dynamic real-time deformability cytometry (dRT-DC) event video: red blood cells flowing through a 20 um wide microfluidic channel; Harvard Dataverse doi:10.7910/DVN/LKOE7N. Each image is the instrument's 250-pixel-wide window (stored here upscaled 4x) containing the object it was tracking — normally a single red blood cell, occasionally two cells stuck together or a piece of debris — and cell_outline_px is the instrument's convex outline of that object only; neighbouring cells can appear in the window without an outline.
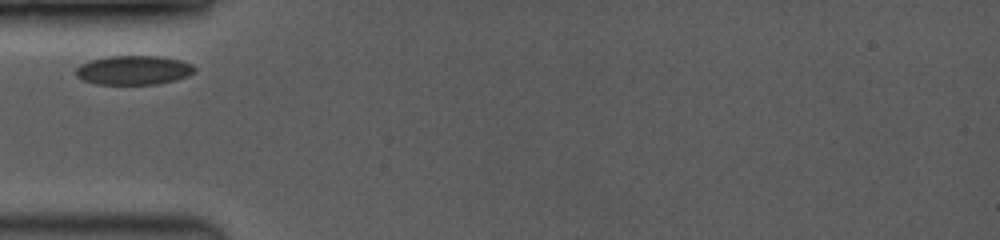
{"species": "common noctule bat (a hibernating species)", "species_latin": "Nyctalus noctula", "temperature_condition": "room temperature", "stored_images_in_passage": 4, "camera_frame_rate_fps": 3500, "um_per_image_px": 0.085, "animal": {"sex": "female", "body_mass_g": 19.0, "forearm_length_mm": 53.3}, "frame": {"image": 1, "passage_image": 1, "time_ms": 0.0, "image_size_px": [1000, 240], "cell_outline_px": [[196, 72], [188, 76], [176, 80], [156, 84], [96, 84], [84, 80], [76, 76], [76, 68], [80, 64], [88, 60], [108, 56], [160, 56], [180, 60], [192, 64], [196, 68]], "centroid_in_image_um": [11.37, 5.96], "position_along_channel_um": 73.6, "area_um2": 20.35}}
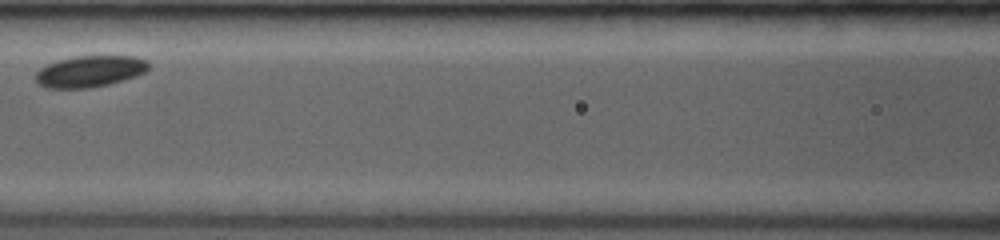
{"frame": {"image": 2, "passage_image": 3, "time_ms": 2.286, "image_size_px": [1000, 240], "cell_outline_px": [[148, 68], [144, 72], [136, 76], [124, 80], [92, 88], [44, 88], [36, 84], [32, 76], [40, 68], [48, 64], [60, 60], [76, 56], [136, 56], [148, 60]], "centroid_in_image_um": [7.59, 6.08], "position_along_channel_um": 159.0, "area_um2": 20.92}}
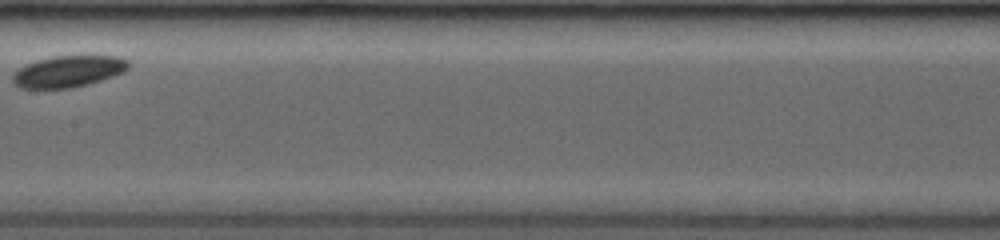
{"frame": {"image": 3, "passage_image": 4, "time_ms": 3.429, "image_size_px": [1000, 240], "cell_outline_px": [[132, 64], [124, 72], [88, 84], [72, 88], [20, 88], [12, 84], [12, 76], [20, 68], [36, 60], [52, 56], [120, 56], [128, 60]], "centroid_in_image_um": [5.82, 6.07], "position_along_channel_um": 201.6, "area_um2": 21.27}}